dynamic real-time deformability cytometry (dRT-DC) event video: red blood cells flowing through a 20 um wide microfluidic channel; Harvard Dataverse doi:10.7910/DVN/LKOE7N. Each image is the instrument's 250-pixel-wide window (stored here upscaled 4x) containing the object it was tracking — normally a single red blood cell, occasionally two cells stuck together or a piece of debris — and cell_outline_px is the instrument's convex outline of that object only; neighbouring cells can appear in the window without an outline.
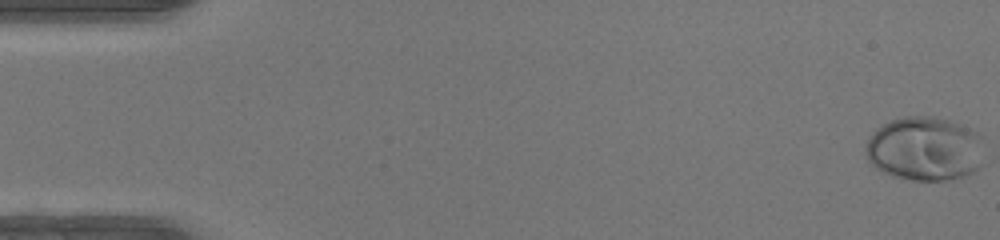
{"species": "human", "species_latin": "Homo sapiens", "temperature_condition": "warm", "stored_images_in_passage": 49, "camera_frame_rate_fps": 3000, "um_per_image_px": 0.085, "donor": {"sex": "female"}, "frame": {"image": 1, "passage_image": 1, "time_ms": 0.0, "image_size_px": [1000, 240], "cell_outline_px": [[984, 164], [980, 168], [964, 176], [944, 180], [912, 180], [892, 176], [876, 168], [868, 160], [864, 152], [864, 148], [872, 132], [876, 128], [892, 120], [904, 116], [936, 116], [948, 120], [968, 128], [976, 132], [980, 136]], "centroid_in_image_um": [78.59, 12.65], "position_along_channel_um": 6.4, "area_um2": 44.51}}
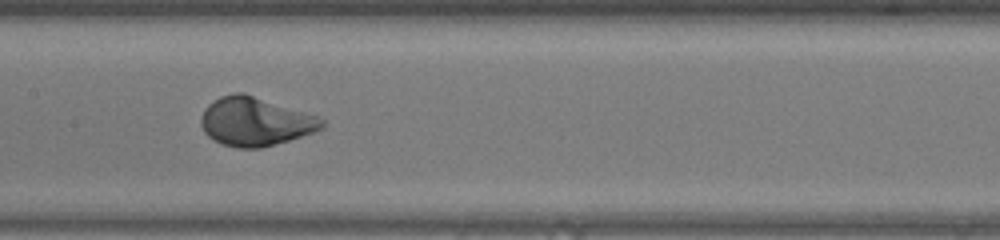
{"frame": {"image": 2, "passage_image": 25, "time_ms": 8.0, "image_size_px": [1000, 240], "cell_outline_px": [[324, 128], [288, 140], [260, 148], [236, 148], [220, 144], [208, 136], [204, 132], [200, 124], [200, 116], [204, 108], [212, 100], [220, 96], [236, 92], [244, 92], [320, 116], [324, 120]], "centroid_in_image_um": [21.67, 10.31], "position_along_channel_um": 185.7, "area_um2": 34.62}}
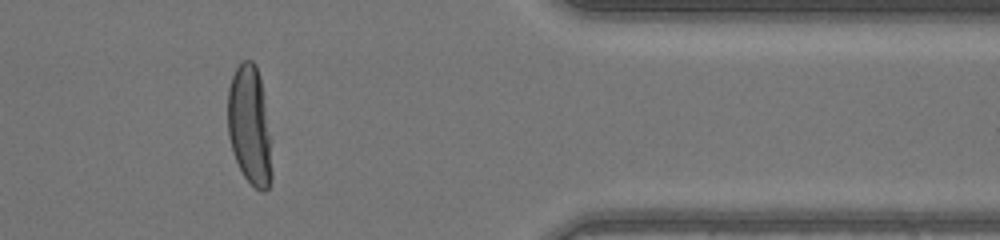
{"frame": {"image": 3, "passage_image": 41, "time_ms": 13.333, "image_size_px": [1000, 240], "cell_outline_px": [[272, 180], [268, 188], [264, 192], [260, 192], [244, 176], [232, 152], [228, 136], [228, 88], [232, 76], [236, 68], [244, 60], [252, 60], [256, 64], [260, 80], [268, 136], [272, 172]], "centroid_in_image_um": [21.18, 10.7], "position_along_channel_um": 390.2, "area_um2": 29.82}}